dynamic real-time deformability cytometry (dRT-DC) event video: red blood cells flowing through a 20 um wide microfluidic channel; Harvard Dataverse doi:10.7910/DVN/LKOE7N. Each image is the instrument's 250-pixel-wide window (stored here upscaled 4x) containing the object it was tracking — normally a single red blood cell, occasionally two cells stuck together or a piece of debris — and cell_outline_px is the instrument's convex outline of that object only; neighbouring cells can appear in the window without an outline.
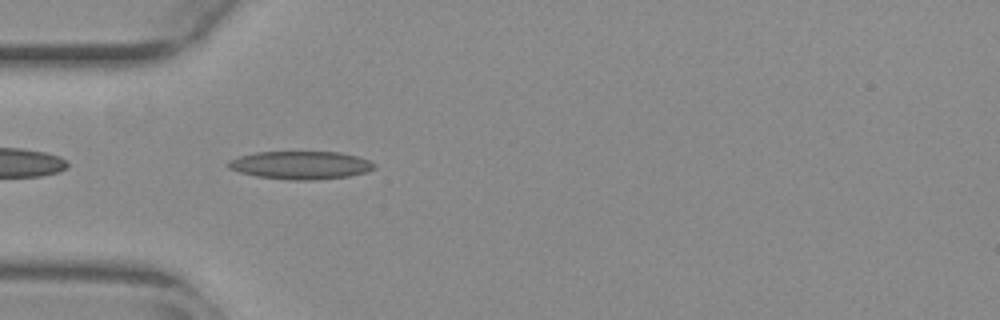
{"species": "common noctule bat (a hibernating species)", "species_latin": "Nyctalus noctula", "temperature_condition": "warm", "stored_images_in_passage": 38, "camera_frame_rate_fps": 3000, "um_per_image_px": 0.085, "animal": {"sex": "female", "body_mass_g": 29.2, "forearm_length_mm": 56.3}, "frame": {"image": 1, "passage_image": 2, "time_ms": 0.333, "image_size_px": [1000, 320], "cell_outline_px": [[376, 168], [368, 172], [348, 176], [308, 180], [296, 180], [256, 176], [240, 172], [228, 168], [228, 160], [240, 156], [256, 152], [340, 152], [356, 156], [368, 160], [376, 164]], "centroid_in_image_um": [25.57, 14.03], "position_along_channel_um": 59.4, "area_um2": 23.7}}
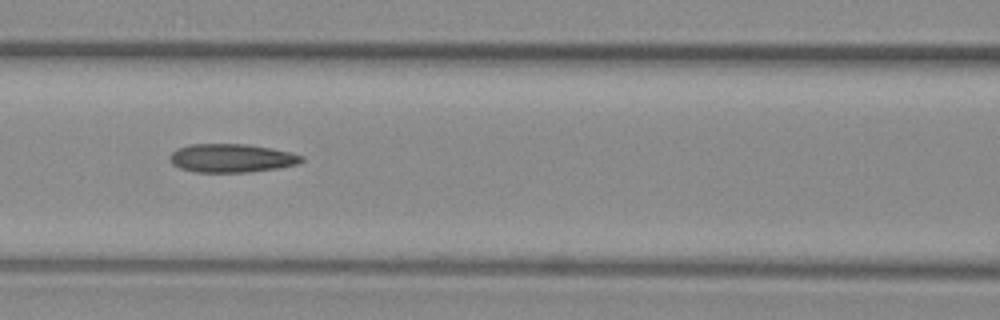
{"frame": {"image": 2, "passage_image": 9, "time_ms": 2.667, "image_size_px": [1000, 320], "cell_outline_px": [[304, 160], [296, 164], [280, 168], [248, 172], [192, 172], [180, 168], [172, 164], [168, 160], [168, 156], [176, 148], [192, 144], [248, 144], [272, 148], [304, 156]], "centroid_in_image_um": [19.64, 13.44], "position_along_channel_um": 147.0, "area_um2": 22.08}}
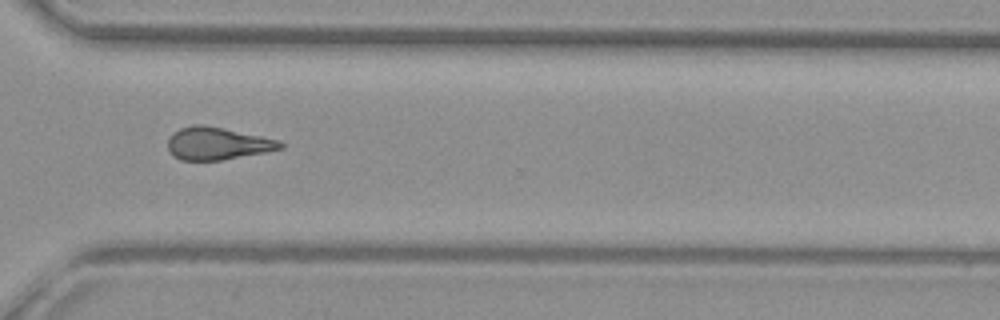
{"frame": {"image": 3, "passage_image": 25, "time_ms": 8.0, "image_size_px": [1000, 320], "cell_outline_px": [[284, 148], [268, 152], [220, 160], [180, 160], [168, 152], [168, 136], [172, 132], [180, 128], [192, 124], [204, 124], [280, 140], [284, 144]], "centroid_in_image_um": [18.46, 12.19], "position_along_channel_um": 352.1, "area_um2": 21.56}, "authors_computed_cell_mechanics": {"area_um2": 21.675, "velocity_mm_per_s": 3.8576, "shape_relaxation_time_tau1_ms": null, "shape_relaxation_time_tau2_ms": 3.0311, "deformation_change_tau1": null, "deformation_change_tau2": 0.1241}}